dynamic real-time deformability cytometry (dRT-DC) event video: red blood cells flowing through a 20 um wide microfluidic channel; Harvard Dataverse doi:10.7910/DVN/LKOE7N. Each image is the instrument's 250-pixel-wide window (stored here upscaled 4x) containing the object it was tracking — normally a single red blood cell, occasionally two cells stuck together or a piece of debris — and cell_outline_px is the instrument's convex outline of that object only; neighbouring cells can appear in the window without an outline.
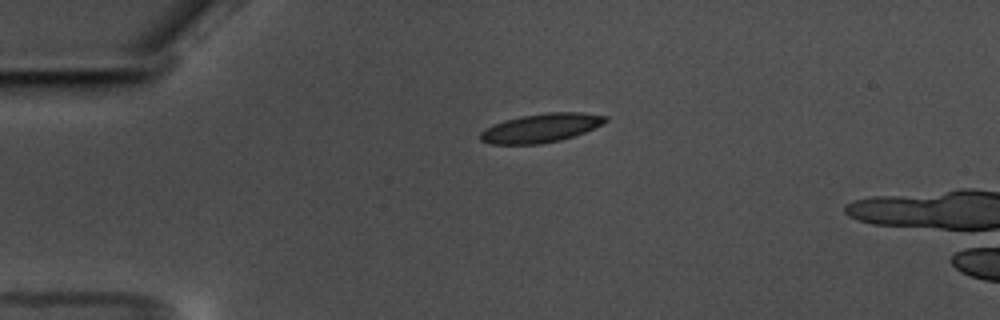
{"species": "common noctule bat (a hibernating species)", "species_latin": "Nyctalus noctula", "temperature_condition": "warm", "stored_images_in_passage": 57, "camera_frame_rate_fps": 3000, "um_per_image_px": 0.085, "animal": {"sex": "male", "body_mass_g": 17.5, "forearm_length_mm": 52.3}, "frame": {"image": 1, "passage_image": 14, "time_ms": 4.333, "image_size_px": [1000, 320], "cell_outline_px": [[608, 120], [604, 124], [584, 132], [560, 140], [540, 144], [488, 144], [480, 140], [480, 132], [484, 128], [504, 120], [520, 116], [548, 112], [580, 112], [608, 116]], "centroid_in_image_um": [45.97, 10.87], "position_along_channel_um": 39.0, "area_um2": 21.1}}
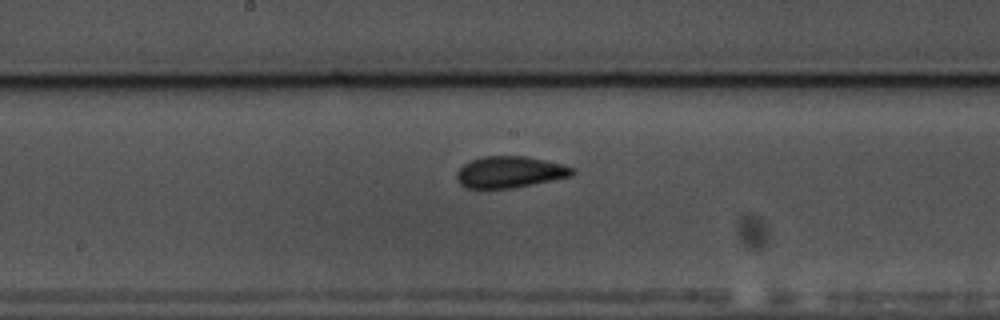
{"frame": {"image": 2, "passage_image": 31, "time_ms": 10.0, "image_size_px": [1000, 320], "cell_outline_px": [[576, 172], [572, 176], [512, 188], [464, 188], [456, 180], [456, 172], [464, 164], [472, 160], [484, 156], [528, 156], [576, 168]], "centroid_in_image_um": [43.33, 14.62], "position_along_channel_um": 204.9, "area_um2": 21.21}}
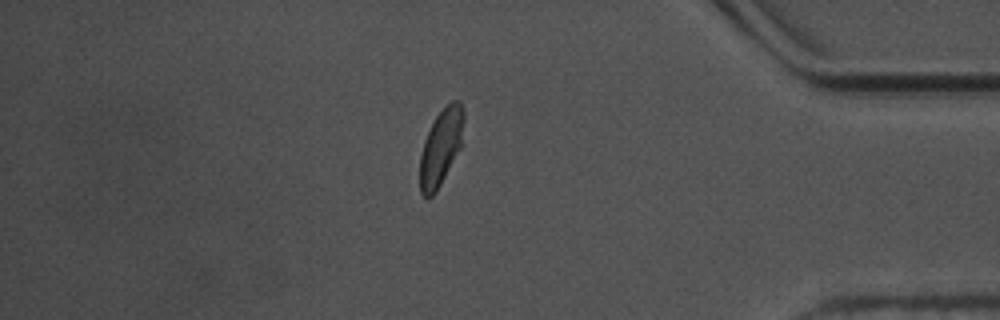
{"frame": {"image": 3, "passage_image": 50, "time_ms": 16.333, "image_size_px": [1000, 320], "cell_outline_px": [[464, 120], [460, 148], [436, 192], [428, 200], [420, 192], [420, 156], [424, 140], [436, 116], [452, 100], [460, 100], [464, 108]], "centroid_in_image_um": [37.48, 12.51], "position_along_channel_um": 397.7, "area_um2": 19.36}, "authors_computed_cell_mechanics": {"area_um2": 20.1722, "velocity_mm_per_s": 3.5329, "shape_relaxation_time_tau1_ms": 3.7607, "shape_relaxation_time_tau2_ms": 1.4636, "deformation_change_tau1": 0.1261, "deformation_change_tau2": 0.0744}}